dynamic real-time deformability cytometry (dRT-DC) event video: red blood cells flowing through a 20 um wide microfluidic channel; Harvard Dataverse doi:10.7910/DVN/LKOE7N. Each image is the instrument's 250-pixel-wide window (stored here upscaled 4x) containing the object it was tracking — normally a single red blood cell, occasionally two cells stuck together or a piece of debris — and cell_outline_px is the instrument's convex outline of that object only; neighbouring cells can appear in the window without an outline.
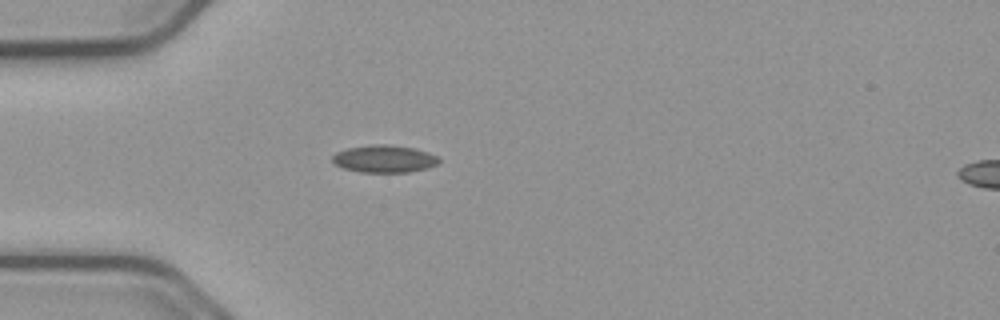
{"species": "common noctule bat (a hibernating species)", "species_latin": "Nyctalus noctula", "temperature_condition": "cold", "stored_images_in_passage": 40, "camera_frame_rate_fps": 3000, "um_per_image_px": 0.085, "animal": {"sex": "male", "body_mass_g": 23.1, "forearm_length_mm": 52.7}, "frame": {"image": 1, "passage_image": 1, "time_ms": 0.0, "image_size_px": [1000, 320], "cell_outline_px": [[440, 160], [436, 164], [428, 168], [408, 172], [360, 172], [344, 168], [336, 164], [332, 160], [332, 156], [336, 152], [348, 148], [372, 144], [388, 144], [416, 148], [428, 152], [436, 156]], "centroid_in_image_um": [32.67, 13.49], "position_along_channel_um": 52.3, "area_um2": 16.99}}
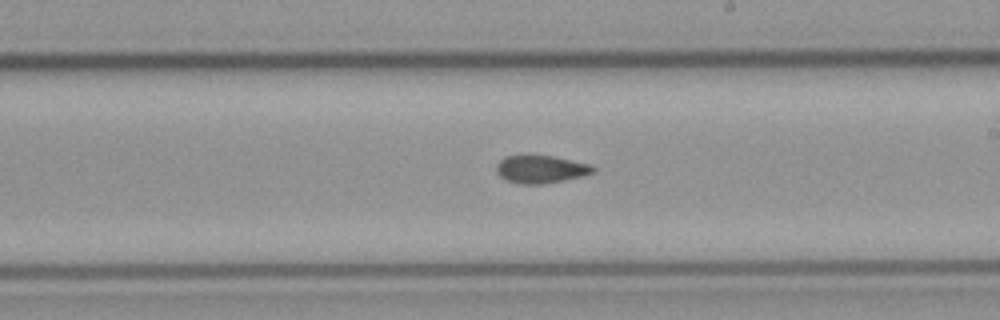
{"frame": {"image": 2, "passage_image": 17, "time_ms": 5.333, "image_size_px": [1000, 320], "cell_outline_px": [[596, 168], [592, 172], [584, 176], [544, 184], [520, 184], [508, 180], [500, 176], [496, 172], [496, 164], [504, 156], [552, 156], [588, 164]], "centroid_in_image_um": [45.94, 14.39], "position_along_channel_um": 243.1, "area_um2": 15.43}}
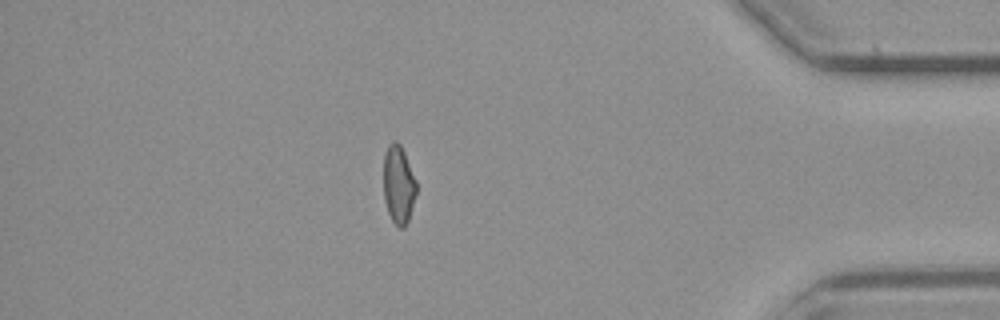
{"frame": {"image": 3, "passage_image": 33, "time_ms": 10.667, "image_size_px": [1000, 320], "cell_outline_px": [[416, 192], [408, 220], [404, 228], [400, 228], [392, 220], [388, 212], [384, 200], [384, 152], [388, 144], [392, 140], [396, 140], [400, 144], [404, 152], [416, 180]], "centroid_in_image_um": [33.86, 15.65], "position_along_channel_um": 401.3, "area_um2": 14.91}, "authors_computed_cell_mechanics": {"area_um2": 15.606, "velocity_mm_per_s": 3.7291, "shape_relaxation_time_tau1_ms": 8.0535, "shape_relaxation_time_tau2_ms": 3.0526, "deformation_change_tau1": 0.1294, "deformation_change_tau2": 0.0713}}